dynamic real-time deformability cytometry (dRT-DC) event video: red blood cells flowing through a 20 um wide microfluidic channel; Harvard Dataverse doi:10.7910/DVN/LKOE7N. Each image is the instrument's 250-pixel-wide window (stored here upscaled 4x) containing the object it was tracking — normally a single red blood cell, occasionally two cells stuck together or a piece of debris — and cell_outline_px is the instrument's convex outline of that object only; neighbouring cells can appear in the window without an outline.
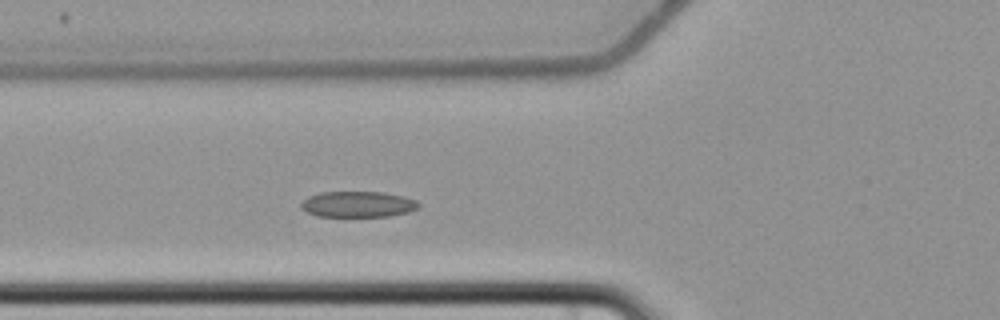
{"species": "common noctule bat (a hibernating species)", "species_latin": "Nyctalus noctula", "temperature_condition": "cold", "stored_images_in_passage": 4, "camera_frame_rate_fps": 3000, "um_per_image_px": 0.085, "animal": {"sex": "female", "body_mass_g": 22.7, "forearm_length_mm": 54.2}, "frame": {"image": 1, "passage_image": 4, "time_ms": 4.667, "image_size_px": [1000, 320], "cell_outline_px": [[420, 204], [416, 208], [408, 212], [388, 216], [316, 216], [300, 208], [300, 204], [308, 196], [320, 192], [384, 192], [404, 196], [416, 200]], "centroid_in_image_um": [30.4, 17.35], "position_along_channel_um": 95.4, "area_um2": 17.69}}